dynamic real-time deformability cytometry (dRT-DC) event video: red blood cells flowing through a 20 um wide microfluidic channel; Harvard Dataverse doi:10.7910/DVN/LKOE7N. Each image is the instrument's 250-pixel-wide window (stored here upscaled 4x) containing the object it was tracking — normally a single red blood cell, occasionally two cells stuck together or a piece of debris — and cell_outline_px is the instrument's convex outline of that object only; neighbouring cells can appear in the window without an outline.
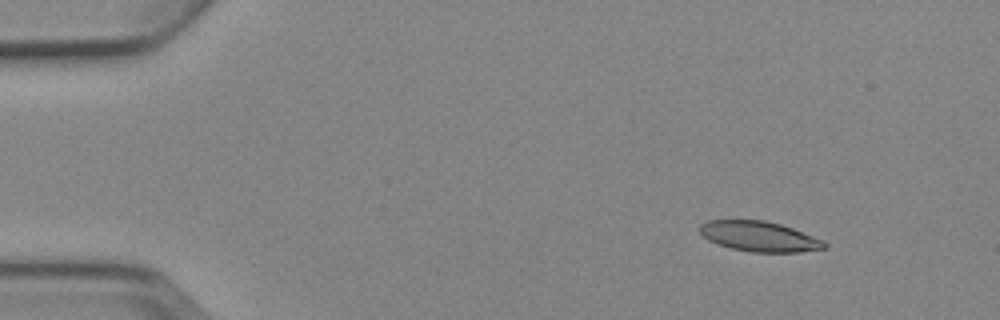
{"species": "Egyptian fruit bat (a non-hibernating species)", "species_latin": "Rousettus aegyptiacus", "temperature_condition": "cold", "stored_images_in_passage": 5, "camera_frame_rate_fps": 3000, "um_per_image_px": 0.085, "animal": {"sex": "female"}, "frame": {"image": 1, "passage_image": 2, "time_ms": 1.333, "image_size_px": [1000, 320], "cell_outline_px": [[828, 248], [800, 252], [752, 252], [732, 248], [708, 240], [700, 232], [700, 224], [708, 220], [764, 220], [780, 224], [792, 228], [824, 240], [828, 244]], "centroid_in_image_um": [64.58, 20.1], "position_along_channel_um": 20.4, "area_um2": 21.85}}
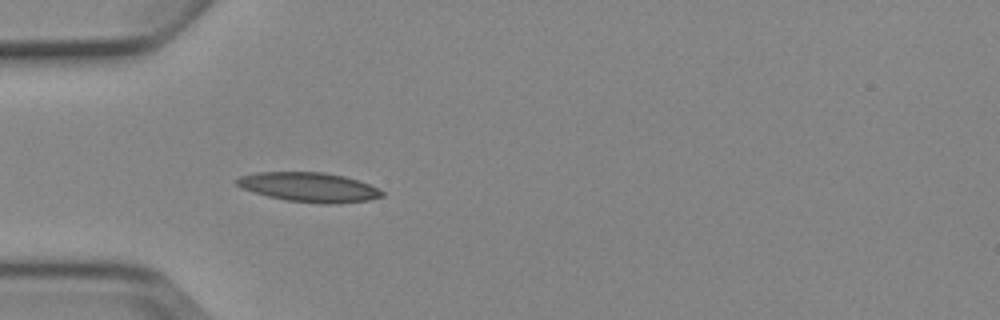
{"frame": {"image": 2, "passage_image": 5, "time_ms": 4.667, "image_size_px": [1000, 320], "cell_outline_px": [[384, 196], [368, 200], [328, 204], [324, 204], [288, 200], [268, 196], [240, 188], [236, 184], [236, 180], [240, 176], [256, 172], [324, 172], [344, 176], [368, 184], [384, 192]], "centroid_in_image_um": [26.24, 15.9], "position_along_channel_um": 58.8, "area_um2": 24.68}}